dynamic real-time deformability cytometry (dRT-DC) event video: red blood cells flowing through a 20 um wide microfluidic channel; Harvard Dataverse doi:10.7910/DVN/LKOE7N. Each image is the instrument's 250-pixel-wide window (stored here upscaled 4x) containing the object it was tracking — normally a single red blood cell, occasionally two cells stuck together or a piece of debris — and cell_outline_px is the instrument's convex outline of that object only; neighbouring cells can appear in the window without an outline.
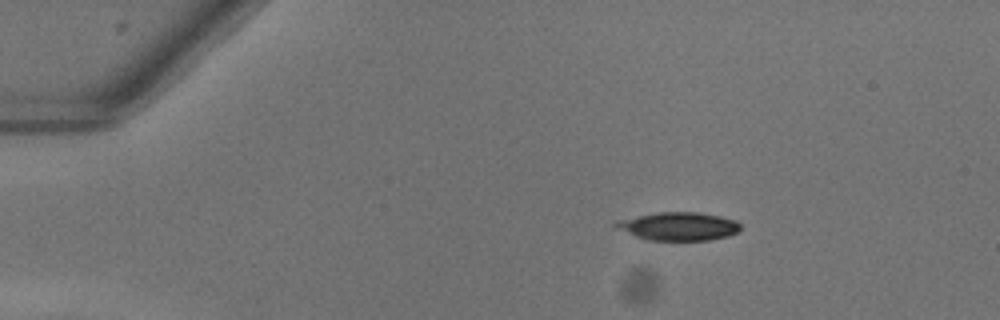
{"species": "common noctule bat (a hibernating species)", "species_latin": "Nyctalus noctula", "temperature_condition": "warm", "stored_images_in_passage": 7, "camera_frame_rate_fps": 3000, "um_per_image_px": 0.085, "animal": {"sex": "female"}, "frame": {"image": 1, "passage_image": 1, "time_ms": 0.0, "image_size_px": [1000, 320], "cell_outline_px": [[740, 232], [728, 236], [712, 240], [648, 240], [612, 228], [612, 224], [620, 220], [660, 212], [696, 212], [720, 216], [736, 220], [740, 224]], "centroid_in_image_um": [57.7, 19.25], "position_along_channel_um": 27.3, "area_um2": 20.52}}